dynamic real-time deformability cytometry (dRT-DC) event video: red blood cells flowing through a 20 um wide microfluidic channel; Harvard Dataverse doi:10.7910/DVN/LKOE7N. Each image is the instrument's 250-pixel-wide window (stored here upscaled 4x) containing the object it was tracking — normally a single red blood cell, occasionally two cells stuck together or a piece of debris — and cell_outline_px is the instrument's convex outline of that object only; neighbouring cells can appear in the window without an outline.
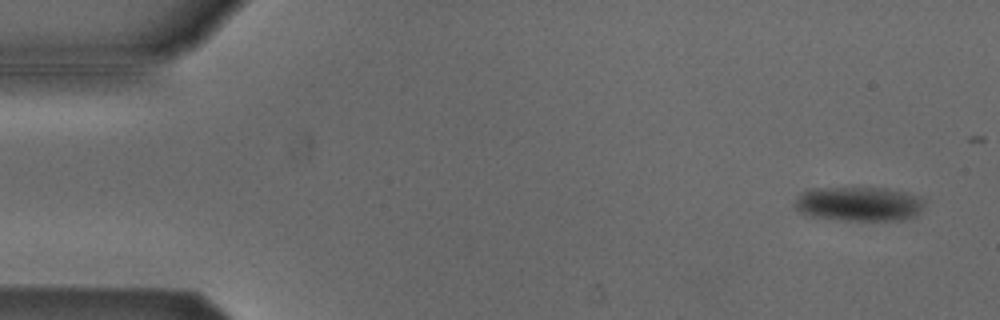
{"species": "Egyptian fruit bat (a non-hibernating species)", "species_latin": "Rousettus aegyptiacus", "temperature_condition": "cold", "stored_images_in_passage": 18, "camera_frame_rate_fps": 3000, "um_per_image_px": 0.085, "animal": {"sex": "male"}, "frame": {"image": 1, "passage_image": 3, "time_ms": 0.667, "image_size_px": [1000, 320], "cell_outline_px": [[924, 204], [920, 212], [916, 216], [904, 220], [844, 220], [812, 216], [800, 212], [796, 208], [796, 200], [804, 192], [812, 188], [884, 188], [908, 192], [924, 196]], "centroid_in_image_um": [73.11, 17.33], "position_along_channel_um": 11.9, "area_um2": 26.01}}